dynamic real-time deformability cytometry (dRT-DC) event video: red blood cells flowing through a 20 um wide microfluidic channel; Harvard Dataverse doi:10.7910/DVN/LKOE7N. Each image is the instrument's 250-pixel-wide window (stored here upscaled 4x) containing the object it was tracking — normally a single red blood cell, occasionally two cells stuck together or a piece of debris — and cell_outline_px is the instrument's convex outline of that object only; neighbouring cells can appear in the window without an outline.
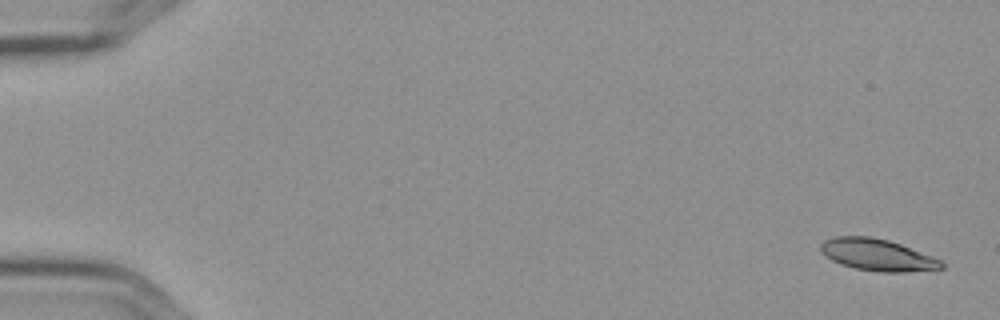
{"species": "Egyptian fruit bat (a non-hibernating species)", "species_latin": "Rousettus aegyptiacus", "temperature_condition": "cold", "stored_images_in_passage": 8, "camera_frame_rate_fps": 3000, "um_per_image_px": 0.085, "frame": {"image": 1, "passage_image": 1, "time_ms": 0.0, "image_size_px": [1000, 320], "cell_outline_px": [[944, 268], [936, 272], [880, 272], [856, 268], [840, 264], [832, 260], [820, 252], [820, 244], [824, 240], [836, 236], [872, 236], [888, 240], [900, 244], [932, 256], [940, 260], [944, 264]], "centroid_in_image_um": [74.64, 21.68], "position_along_channel_um": 10.4, "area_um2": 22.77}}
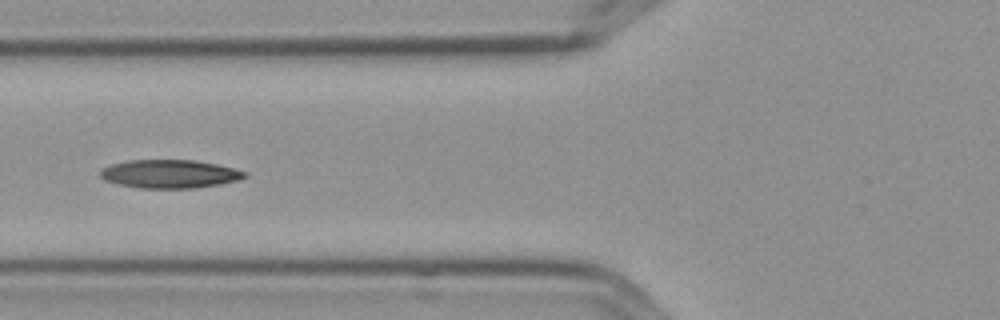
{"frame": {"image": 2, "passage_image": 7, "time_ms": 2.0, "image_size_px": [1000, 320], "cell_outline_px": [[248, 176], [240, 180], [220, 184], [196, 188], [140, 188], [116, 184], [104, 180], [100, 176], [100, 168], [112, 164], [128, 160], [196, 160], [216, 164], [248, 172]], "centroid_in_image_um": [14.42, 14.78], "position_along_channel_um": 111.4, "area_um2": 24.1}}
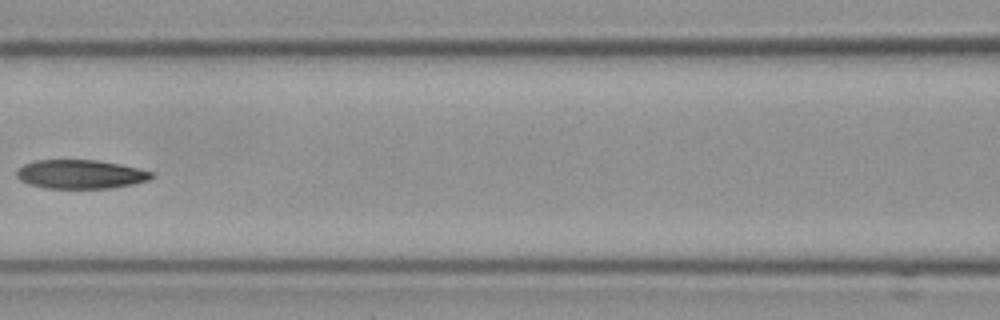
{"frame": {"image": 3, "passage_image": 8, "time_ms": 2.333, "image_size_px": [1000, 320], "cell_outline_px": [[156, 176], [148, 180], [132, 184], [112, 188], [48, 188], [28, 184], [20, 180], [16, 176], [16, 172], [24, 164], [36, 160], [96, 160], [120, 164], [140, 168], [152, 172]], "centroid_in_image_um": [6.87, 14.81], "position_along_channel_um": 159.7, "area_um2": 22.72}}